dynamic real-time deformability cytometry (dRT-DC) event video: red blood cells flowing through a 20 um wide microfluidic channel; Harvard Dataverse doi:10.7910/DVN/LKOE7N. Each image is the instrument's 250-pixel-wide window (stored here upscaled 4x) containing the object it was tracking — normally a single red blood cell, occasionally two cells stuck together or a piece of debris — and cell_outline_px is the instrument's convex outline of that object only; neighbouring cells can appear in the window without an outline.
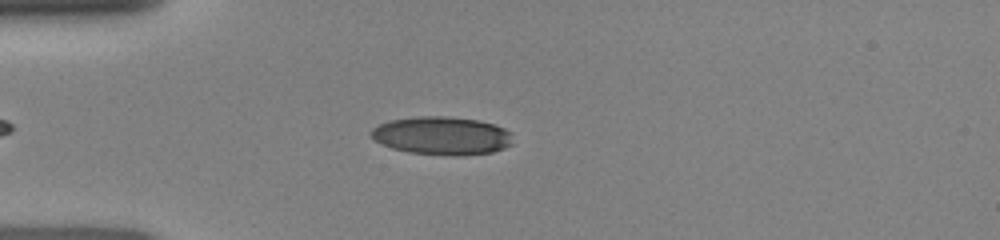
{"species": "human", "species_latin": "Homo sapiens", "temperature_condition": "room temperature", "stored_images_in_passage": 30, "camera_frame_rate_fps": 3000, "um_per_image_px": 0.085, "donor": {"sex": "female"}, "frame": {"image": 1, "passage_image": 1, "time_ms": 0.0, "image_size_px": [1000, 240], "cell_outline_px": [[512, 144], [504, 148], [492, 152], [460, 156], [452, 156], [408, 152], [392, 148], [380, 144], [368, 132], [372, 128], [380, 124], [392, 120], [420, 116], [448, 116], [480, 120], [504, 128], [512, 132]], "centroid_in_image_um": [37.58, 11.54], "position_along_channel_um": 47.4, "area_um2": 31.73}}
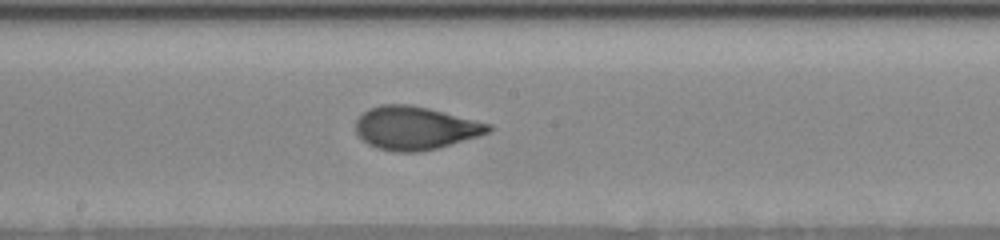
{"frame": {"image": 2, "passage_image": 14, "time_ms": 4.333, "image_size_px": [1000, 240], "cell_outline_px": [[492, 128], [488, 132], [476, 136], [436, 148], [420, 152], [396, 152], [376, 148], [368, 144], [356, 132], [356, 120], [368, 108], [380, 104], [408, 104], [428, 108], [492, 124]], "centroid_in_image_um": [35.25, 10.87], "position_along_channel_um": 212.9, "area_um2": 33.12}}
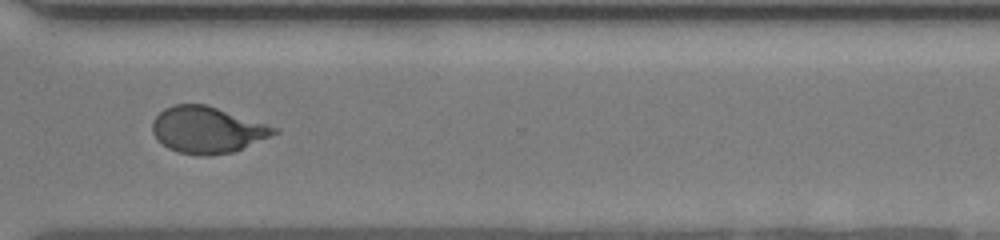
{"frame": {"image": 3, "passage_image": 24, "time_ms": 7.667, "image_size_px": [1000, 240], "cell_outline_px": [[280, 132], [232, 152], [208, 156], [200, 156], [180, 152], [168, 148], [156, 140], [152, 132], [152, 120], [164, 108], [172, 104], [204, 104], [268, 124], [280, 128]], "centroid_in_image_um": [17.59, 11.04], "position_along_channel_um": 353.0, "area_um2": 32.95}}